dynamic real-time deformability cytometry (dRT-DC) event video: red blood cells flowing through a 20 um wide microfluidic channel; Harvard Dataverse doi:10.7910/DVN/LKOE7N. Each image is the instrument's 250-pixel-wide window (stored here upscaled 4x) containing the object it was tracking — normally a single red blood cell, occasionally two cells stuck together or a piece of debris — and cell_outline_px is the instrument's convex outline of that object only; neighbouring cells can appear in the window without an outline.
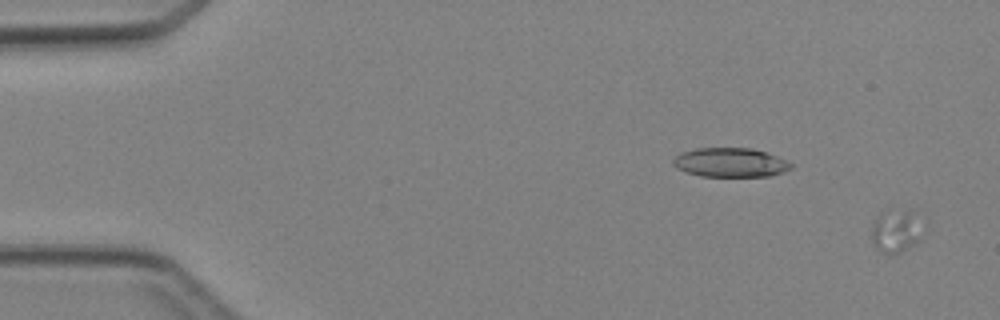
{"species": "Egyptian fruit bat (a non-hibernating species)", "species_latin": "Rousettus aegyptiacus", "temperature_condition": "cold", "stored_images_in_passage": 2, "segment_of_instrument_passage": [2, 2], "camera_frame_rate_fps": 3000, "um_per_image_px": 0.085, "animal": {"sex": "female"}, "frame": {"image": 1, "passage_image": 2, "time_ms": 1.0, "image_size_px": [1000, 320], "cell_outline_px": [[916, 240], [912, 244], [900, 252], [892, 256], [880, 252], [872, 244], [872, 224], [876, 216], [880, 212], [912, 212]], "centroid_in_image_um": [75.92, 19.73], "position_along_channel_um": 9.1, "area_um2": 11.44}}